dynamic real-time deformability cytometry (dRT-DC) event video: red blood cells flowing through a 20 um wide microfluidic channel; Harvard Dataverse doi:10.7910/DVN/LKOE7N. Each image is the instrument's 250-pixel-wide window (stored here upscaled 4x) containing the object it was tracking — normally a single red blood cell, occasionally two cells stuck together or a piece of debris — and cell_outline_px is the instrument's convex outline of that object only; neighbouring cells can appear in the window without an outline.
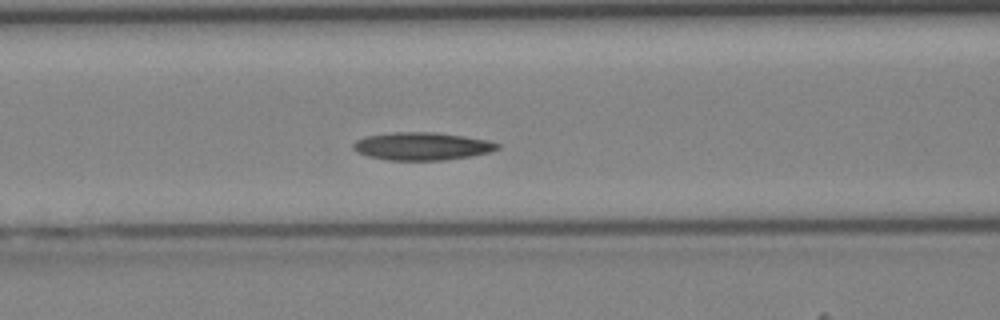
{"species": "Egyptian fruit bat (a non-hibernating species)", "species_latin": "Rousettus aegyptiacus", "temperature_condition": "cold", "stored_images_in_passage": 44, "camera_frame_rate_fps": 3000, "um_per_image_px": 0.085, "animal": {"sex": "female"}, "frame": {"image": 1, "passage_image": 18, "time_ms": 5.667, "image_size_px": [1000, 320], "cell_outline_px": [[500, 148], [488, 152], [472, 156], [444, 160], [388, 160], [368, 156], [352, 148], [352, 144], [356, 140], [364, 136], [392, 132], [432, 132], [464, 136], [488, 140], [500, 144]], "centroid_in_image_um": [35.86, 12.42], "position_along_channel_um": 130.7, "area_um2": 23.35}}
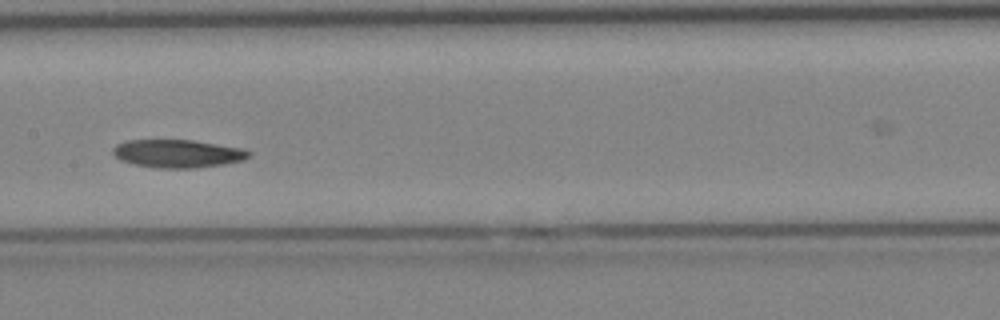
{"frame": {"image": 2, "passage_image": 22, "time_ms": 7.0, "image_size_px": [1000, 320], "cell_outline_px": [[252, 152], [244, 160], [224, 164], [196, 168], [156, 168], [136, 164], [120, 160], [112, 152], [112, 148], [116, 144], [128, 140], [192, 140], [244, 148]], "centroid_in_image_um": [15.12, 13.05], "position_along_channel_um": 192.3, "area_um2": 22.25}}
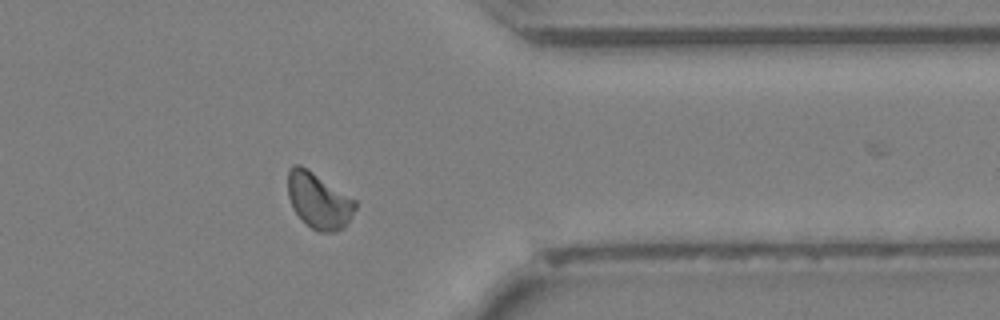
{"frame": {"image": 3, "passage_image": 35, "time_ms": 11.333, "image_size_px": [1000, 320], "cell_outline_px": [[356, 208], [352, 216], [344, 228], [332, 232], [316, 232], [292, 208], [288, 196], [288, 168], [292, 164], [300, 164], [356, 200]], "centroid_in_image_um": [27.08, 17.05], "position_along_channel_um": 384.3, "area_um2": 21.79}}